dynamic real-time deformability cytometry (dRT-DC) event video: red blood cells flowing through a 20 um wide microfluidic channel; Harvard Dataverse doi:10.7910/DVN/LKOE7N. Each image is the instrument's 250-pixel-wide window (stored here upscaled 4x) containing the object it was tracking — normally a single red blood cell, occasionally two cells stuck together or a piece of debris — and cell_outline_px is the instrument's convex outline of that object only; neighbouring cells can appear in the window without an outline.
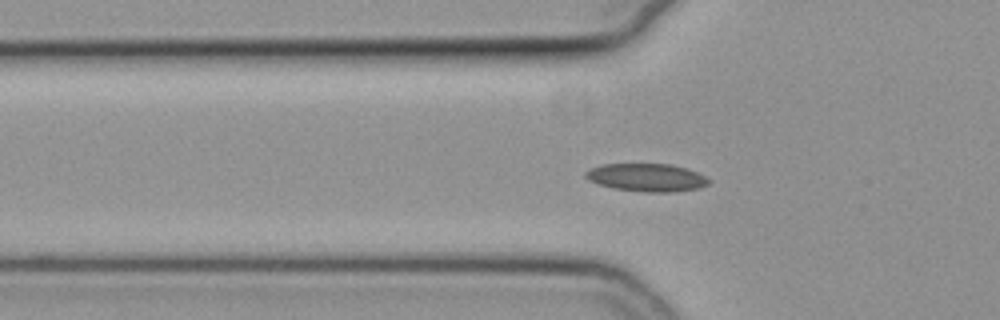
{"species": "common noctule bat (a hibernating species)", "species_latin": "Nyctalus noctula", "temperature_condition": "cold", "stored_images_in_passage": 45, "camera_frame_rate_fps": 3000, "um_per_image_px": 0.085, "animal": {"sex": "female", "body_mass_g": 19.3, "forearm_length_mm": 54.1}, "frame": {"image": 1, "passage_image": 8, "time_ms": 2.333, "image_size_px": [1000, 320], "cell_outline_px": [[712, 180], [708, 184], [700, 188], [676, 192], [644, 192], [612, 188], [588, 180], [584, 176], [584, 172], [600, 164], [672, 164], [688, 168]], "centroid_in_image_um": [54.99, 15.09], "position_along_channel_um": 70.8, "area_um2": 20.23}}
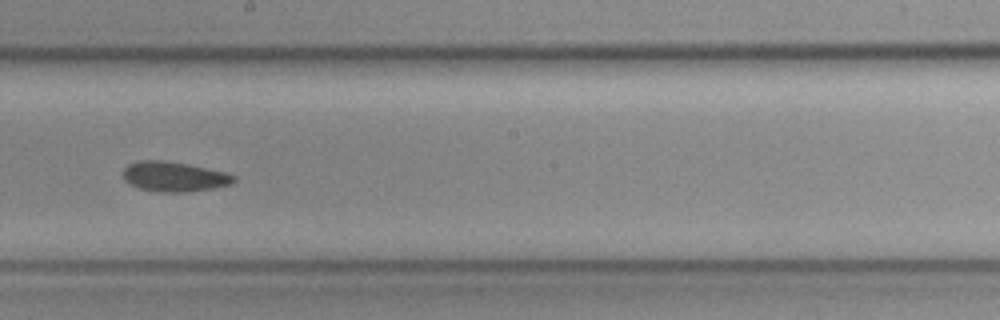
{"frame": {"image": 2, "passage_image": 21, "time_ms": 6.667, "image_size_px": [1000, 320], "cell_outline_px": [[236, 180], [232, 184], [212, 188], [188, 192], [156, 192], [140, 188], [124, 180], [124, 168], [128, 164], [140, 160], [164, 160], [188, 164], [224, 172], [236, 176]], "centroid_in_image_um": [14.81, 15.01], "position_along_channel_um": 233.4, "area_um2": 19.25}}
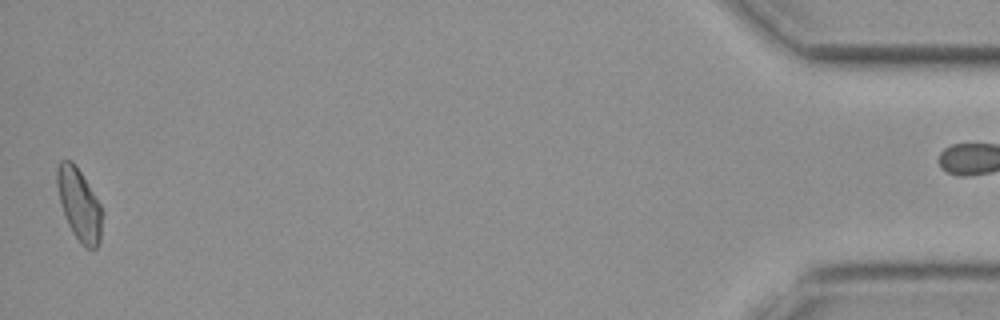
{"frame": {"image": 3, "passage_image": 44, "time_ms": 14.333, "image_size_px": [1000, 320], "cell_outline_px": [[104, 212], [100, 244], [96, 248], [84, 248], [80, 244], [72, 232], [68, 224], [60, 204], [56, 184], [56, 168], [60, 160], [72, 160], [80, 172], [100, 204]], "centroid_in_image_um": [6.74, 17.42], "position_along_channel_um": 428.5, "area_um2": 19.25}}